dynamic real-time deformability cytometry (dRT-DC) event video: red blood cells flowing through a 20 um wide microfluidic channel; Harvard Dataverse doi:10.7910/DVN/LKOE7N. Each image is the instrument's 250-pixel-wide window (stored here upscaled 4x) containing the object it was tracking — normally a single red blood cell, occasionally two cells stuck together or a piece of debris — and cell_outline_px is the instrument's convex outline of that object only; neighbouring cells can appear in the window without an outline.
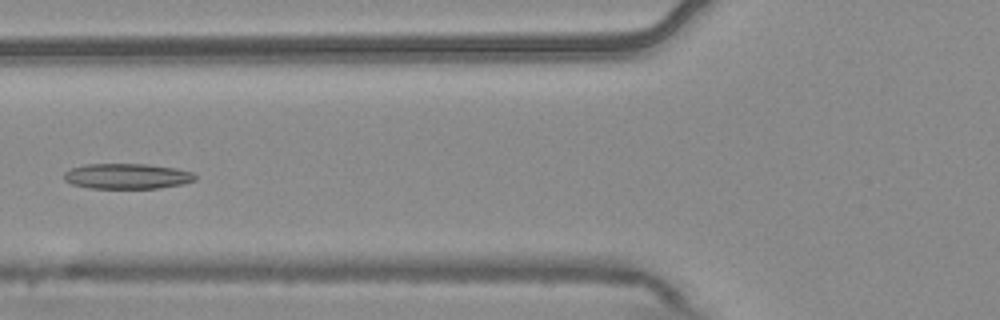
{"species": "common noctule bat (a hibernating species)", "species_latin": "Nyctalus noctula", "temperature_condition": "warm", "stored_images_in_passage": 6, "camera_frame_rate_fps": 3000, "um_per_image_px": 0.085, "animal": {"sex": "male", "body_mass_g": 20.4}, "frame": {"image": 1, "passage_image": 5, "time_ms": 1.333, "image_size_px": [1000, 320], "cell_outline_px": [[196, 180], [184, 184], [160, 188], [88, 188], [72, 184], [64, 180], [64, 172], [72, 168], [84, 164], [148, 164], [176, 168], [196, 172]], "centroid_in_image_um": [10.85, 14.97], "position_along_channel_um": 115.0, "area_um2": 19.65}}
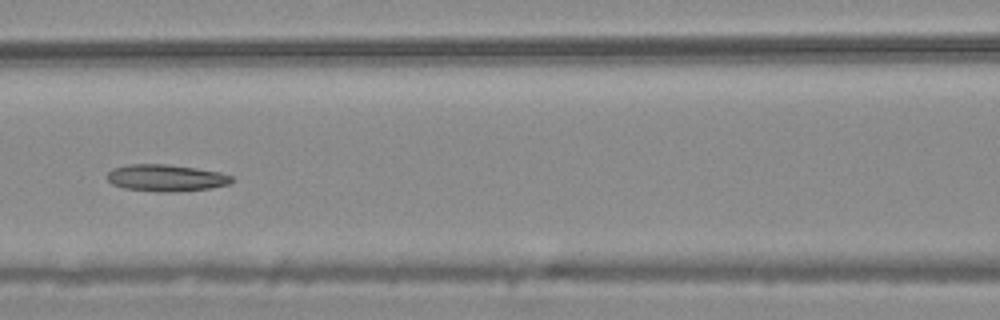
{"frame": {"image": 2, "passage_image": 6, "time_ms": 1.667, "image_size_px": [1000, 320], "cell_outline_px": [[232, 184], [208, 188], [168, 192], [156, 192], [124, 188], [112, 184], [108, 180], [108, 172], [112, 168], [128, 164], [168, 164], [196, 168], [220, 172], [232, 176]], "centroid_in_image_um": [14.1, 15.11], "position_along_channel_um": 152.5, "area_um2": 19.48}}